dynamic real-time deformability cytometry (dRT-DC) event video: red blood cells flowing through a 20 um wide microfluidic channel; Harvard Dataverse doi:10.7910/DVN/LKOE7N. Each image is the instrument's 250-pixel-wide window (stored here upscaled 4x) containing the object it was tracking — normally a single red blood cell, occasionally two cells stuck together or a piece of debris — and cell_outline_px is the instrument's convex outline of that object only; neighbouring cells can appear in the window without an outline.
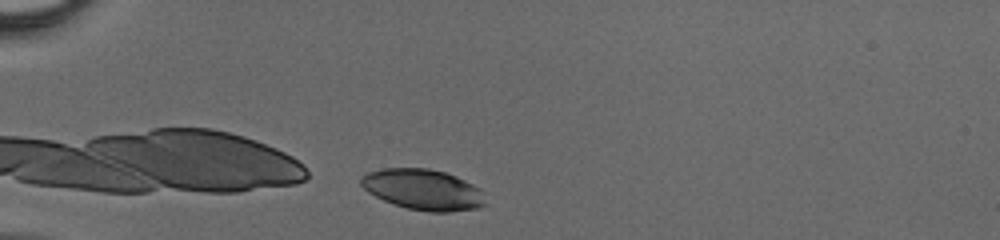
{"species": "human", "species_latin": "Homo sapiens", "temperature_condition": "cold", "stored_images_in_passage": 34, "camera_frame_rate_fps": 3000, "um_per_image_px": 0.085, "donor": {"sex": "male"}, "frame": {"image": 1, "passage_image": 1, "time_ms": 0.0, "image_size_px": [1000, 240], "cell_outline_px": [[484, 204], [476, 208], [448, 212], [428, 212], [408, 208], [384, 200], [368, 192], [360, 184], [360, 180], [368, 172], [384, 168], [428, 168], [444, 172], [456, 176], [480, 188]], "centroid_in_image_um": [35.94, 16.1], "position_along_channel_um": 49.1, "area_um2": 29.07}}
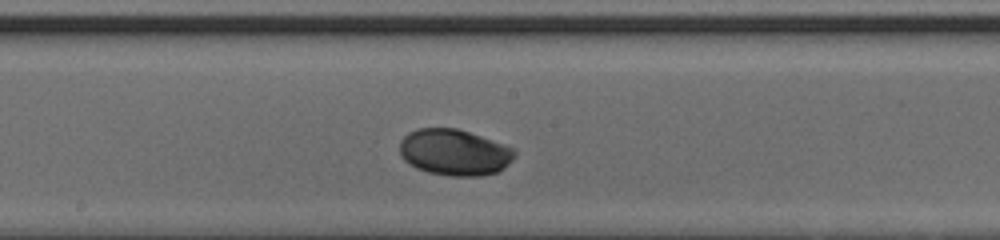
{"frame": {"image": 2, "passage_image": 14, "time_ms": 4.333, "image_size_px": [1000, 240], "cell_outline_px": [[516, 156], [504, 168], [496, 172], [480, 176], [448, 176], [428, 172], [416, 168], [408, 164], [400, 156], [400, 140], [408, 132], [416, 128], [456, 128], [504, 144], [512, 148], [516, 152]], "centroid_in_image_um": [38.59, 12.95], "position_along_channel_um": 209.6, "area_um2": 31.1}}
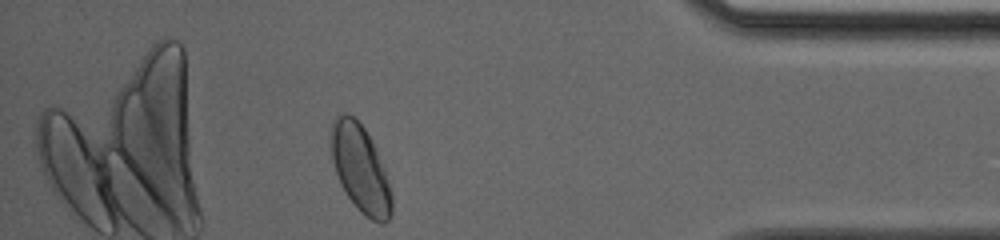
{"frame": {"image": 3, "passage_image": 29, "time_ms": 9.333, "image_size_px": [1000, 240], "cell_outline_px": [[392, 212], [388, 220], [384, 224], [380, 224], [364, 216], [356, 208], [340, 184], [332, 160], [328, 144], [332, 120], [340, 112], [348, 112], [364, 128], [372, 140], [384, 168], [392, 192]], "centroid_in_image_um": [30.6, 14.32], "position_along_channel_um": 404.6, "area_um2": 31.44}}